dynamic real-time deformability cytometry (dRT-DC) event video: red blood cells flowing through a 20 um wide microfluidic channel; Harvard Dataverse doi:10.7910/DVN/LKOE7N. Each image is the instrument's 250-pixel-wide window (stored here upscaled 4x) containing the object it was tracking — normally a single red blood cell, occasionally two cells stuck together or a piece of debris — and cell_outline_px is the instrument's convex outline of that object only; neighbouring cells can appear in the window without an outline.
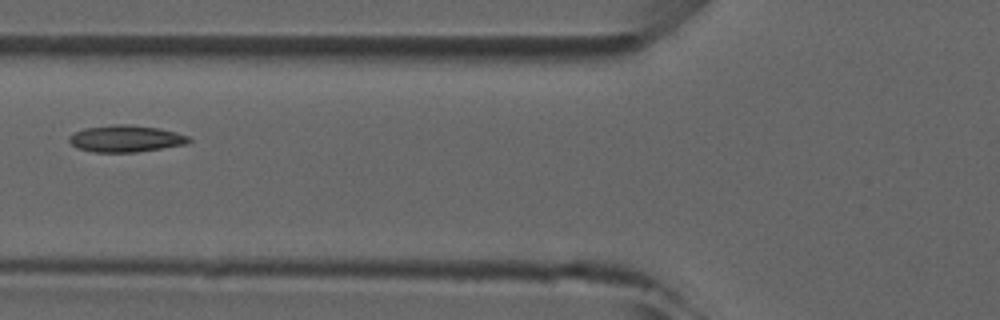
{"species": "common noctule bat (a hibernating species)", "species_latin": "Nyctalus noctula", "temperature_condition": "room temperature", "stored_images_in_passage": 7, "camera_frame_rate_fps": 3000, "um_per_image_px": 0.085, "animal": {"sex": "male", "forearm_length_mm": 52.5}, "frame": {"image": 1, "passage_image": 5, "time_ms": 4.667, "image_size_px": [1000, 320], "cell_outline_px": [[192, 140], [188, 144], [136, 152], [92, 152], [76, 148], [68, 140], [68, 136], [84, 128], [116, 124], [128, 124], [160, 128], [176, 132], [188, 136]], "centroid_in_image_um": [10.7, 11.78], "position_along_channel_um": 115.1, "area_um2": 18.79}}
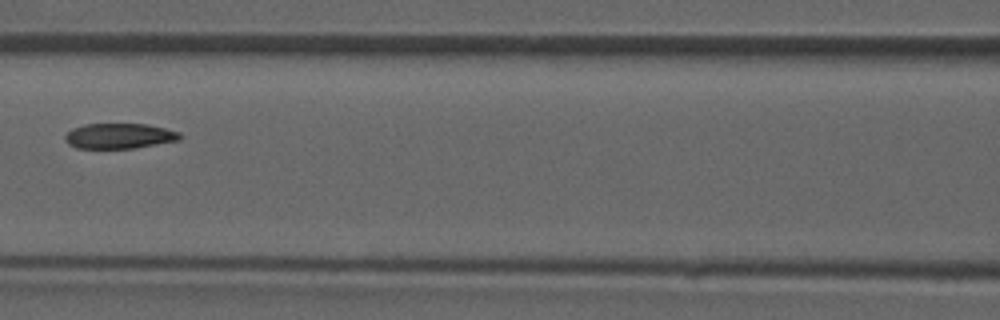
{"frame": {"image": 2, "passage_image": 6, "time_ms": 5.667, "image_size_px": [1000, 320], "cell_outline_px": [[180, 140], [132, 148], [76, 148], [68, 144], [64, 140], [64, 136], [72, 128], [84, 124], [144, 124], [164, 128], [180, 132]], "centroid_in_image_um": [10.09, 11.55], "position_along_channel_um": 156.5, "area_um2": 16.82}}